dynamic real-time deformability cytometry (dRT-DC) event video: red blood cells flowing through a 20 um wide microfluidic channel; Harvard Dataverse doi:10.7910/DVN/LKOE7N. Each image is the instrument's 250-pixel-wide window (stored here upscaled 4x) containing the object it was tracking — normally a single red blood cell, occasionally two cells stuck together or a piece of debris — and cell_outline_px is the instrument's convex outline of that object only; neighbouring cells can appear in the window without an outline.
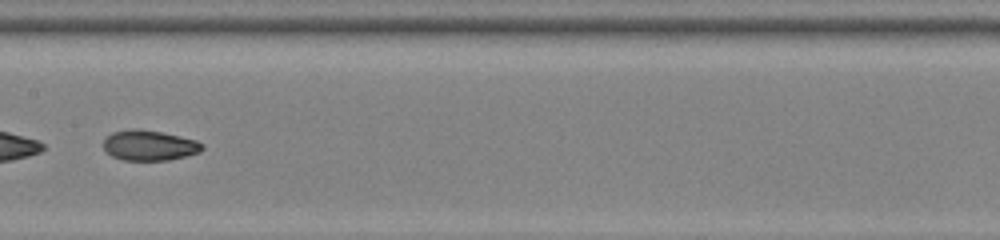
{"species": "common noctule bat (a hibernating species)", "species_latin": "Nyctalus noctula", "temperature_condition": "room temperature", "stored_images_in_passage": 46, "segment_of_instrument_passage": [2, 2], "camera_frame_rate_fps": 3000, "um_per_image_px": 0.085, "animal": {"sex": "female", "body_mass_g": 22.0, "forearm_length_mm": 56.7}, "frame": {"image": 1, "passage_image": 24, "time_ms": 7.667, "image_size_px": [1000, 240], "cell_outline_px": [[204, 148], [200, 152], [168, 160], [124, 160], [112, 156], [104, 148], [104, 140], [112, 132], [132, 128], [136, 128], [160, 132], [180, 136], [196, 140], [204, 144]], "centroid_in_image_um": [12.71, 12.35], "position_along_channel_um": 194.7, "area_um2": 17.34}}
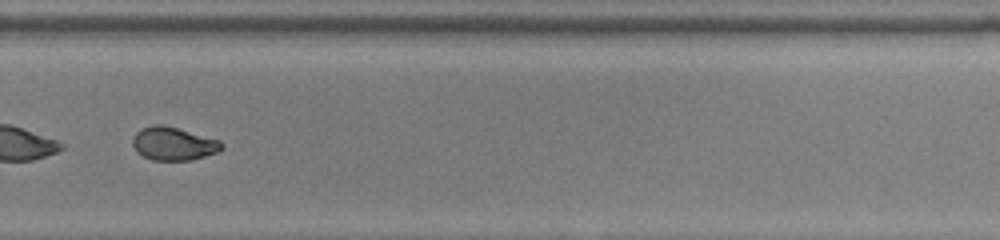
{"frame": {"image": 2, "passage_image": 33, "time_ms": 10.667, "image_size_px": [1000, 240], "cell_outline_px": [[224, 148], [216, 152], [192, 160], [152, 160], [136, 152], [132, 144], [132, 136], [140, 128], [152, 124], [160, 124], [176, 128], [220, 140], [224, 144]], "centroid_in_image_um": [14.71, 12.21], "position_along_channel_um": 315.1, "area_um2": 17.28}}
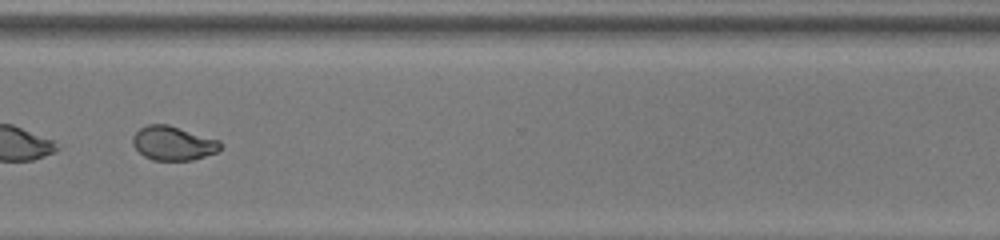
{"frame": {"image": 3, "passage_image": 36, "time_ms": 11.667, "image_size_px": [1000, 240], "cell_outline_px": [[220, 148], [216, 152], [192, 160], [156, 160], [144, 156], [132, 144], [132, 136], [140, 128], [148, 124], [168, 124], [220, 140]], "centroid_in_image_um": [14.7, 12.16], "position_along_channel_um": 355.9, "area_um2": 17.28}}